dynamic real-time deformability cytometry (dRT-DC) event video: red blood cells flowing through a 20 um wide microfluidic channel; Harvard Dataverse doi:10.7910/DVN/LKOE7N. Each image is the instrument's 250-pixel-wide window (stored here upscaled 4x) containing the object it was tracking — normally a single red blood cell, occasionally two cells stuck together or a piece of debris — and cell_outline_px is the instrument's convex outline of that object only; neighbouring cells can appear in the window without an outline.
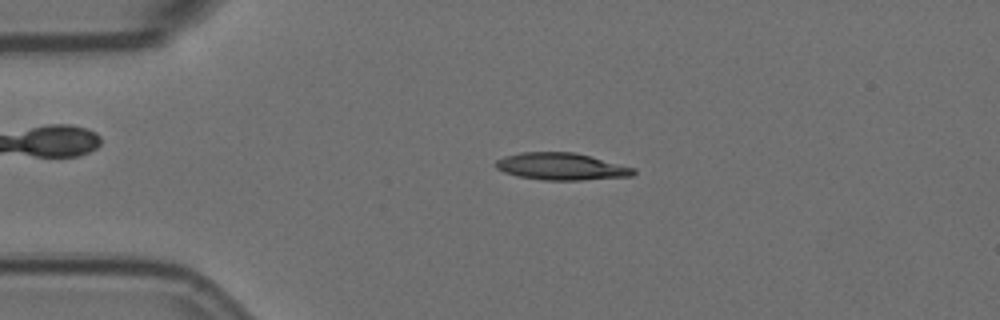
{"species": "Egyptian fruit bat (a non-hibernating species)", "species_latin": "Rousettus aegyptiacus", "temperature_condition": "room temperature", "stored_images_in_passage": 5, "camera_frame_rate_fps": 3000, "um_per_image_px": 0.085, "animal": {"sex": "female"}, "frame": {"image": 1, "passage_image": 4, "time_ms": 1.0, "image_size_px": [1000, 320], "cell_outline_px": [[636, 172], [632, 176], [580, 180], [544, 180], [516, 176], [504, 172], [496, 168], [492, 164], [496, 160], [504, 156], [520, 152], [572, 152], [636, 168]], "centroid_in_image_um": [47.66, 14.15], "position_along_channel_um": 37.3, "area_um2": 21.73}}